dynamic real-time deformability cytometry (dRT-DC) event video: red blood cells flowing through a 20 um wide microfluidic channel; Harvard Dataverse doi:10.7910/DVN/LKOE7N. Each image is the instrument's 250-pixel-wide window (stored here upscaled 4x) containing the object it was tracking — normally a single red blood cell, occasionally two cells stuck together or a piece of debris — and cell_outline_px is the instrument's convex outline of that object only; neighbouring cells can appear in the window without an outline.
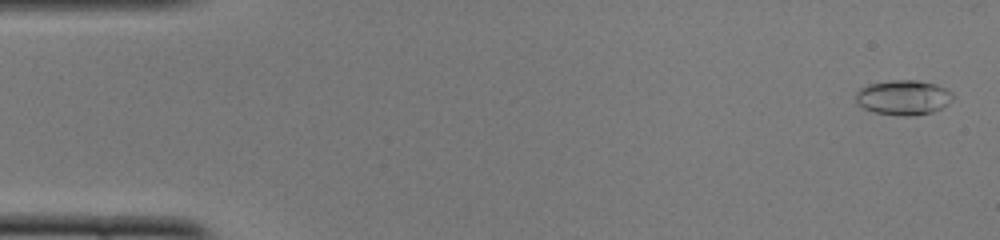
{"species": "common noctule bat (a hibernating species)", "species_latin": "Nyctalus noctula", "temperature_condition": "cold", "stored_images_in_passage": 50, "camera_frame_rate_fps": 3000, "um_per_image_px": 0.085, "animal": {"sex": "female", "body_mass_g": 22.0, "forearm_length_mm": 56.7}, "frame": {"image": 1, "passage_image": 2, "time_ms": 0.333, "image_size_px": [1000, 240], "cell_outline_px": [[956, 96], [948, 104], [932, 112], [916, 116], [900, 116], [872, 112], [856, 104], [856, 92], [860, 88], [868, 84], [892, 80], [916, 80], [936, 84], [952, 92]], "centroid_in_image_um": [76.78, 8.29], "position_along_channel_um": 8.2, "area_um2": 20.0}}
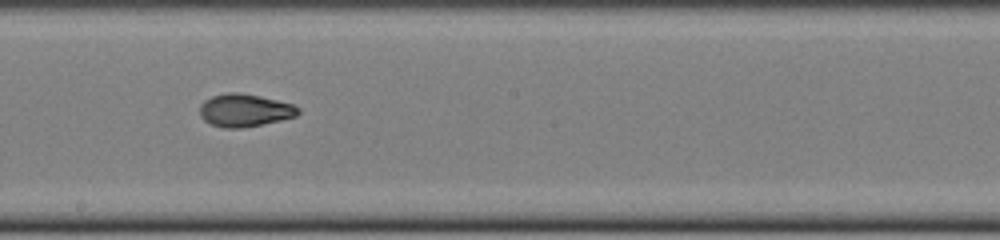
{"frame": {"image": 2, "passage_image": 28, "time_ms": 9.0, "image_size_px": [1000, 240], "cell_outline_px": [[300, 112], [296, 116], [280, 120], [240, 128], [224, 128], [212, 124], [204, 120], [200, 116], [200, 104], [204, 100], [212, 96], [228, 92], [240, 92], [260, 96], [292, 104], [300, 108]], "centroid_in_image_um": [20.78, 9.36], "position_along_channel_um": 227.4, "area_um2": 18.67}}
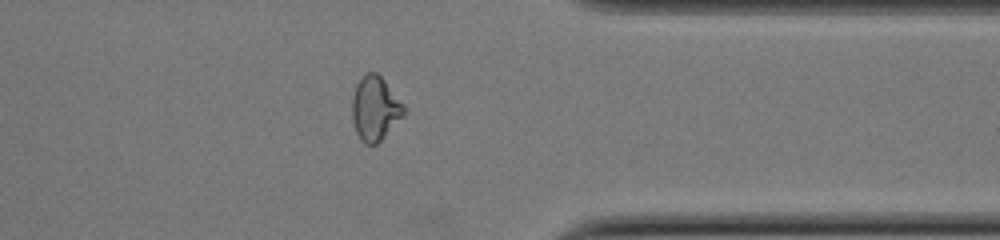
{"frame": {"image": 3, "passage_image": 40, "time_ms": 13.0, "image_size_px": [1000, 240], "cell_outline_px": [[404, 116], [376, 144], [364, 144], [360, 140], [356, 132], [352, 120], [352, 96], [356, 84], [368, 72], [376, 72], [384, 80], [404, 104]], "centroid_in_image_um": [31.87, 9.23], "position_along_channel_um": 379.5, "area_um2": 19.25}, "authors_computed_cell_mechanics": {"area_um2": 18.8139, "velocity_mm_per_s": 4.0114, "shape_relaxation_time_tau1_ms": 8.479, "shape_relaxation_time_tau2_ms": 1.471, "deformation_change_tau1": 0.2323, "deformation_change_tau2": 0.0616}}